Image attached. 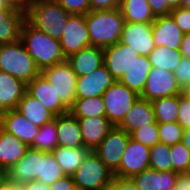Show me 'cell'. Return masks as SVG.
<instances>
[{
    "label": "cell",
    "instance_id": "30bf717a",
    "mask_svg": "<svg viewBox=\"0 0 190 190\" xmlns=\"http://www.w3.org/2000/svg\"><path fill=\"white\" fill-rule=\"evenodd\" d=\"M59 41L66 59L91 46L86 15L72 14Z\"/></svg>",
    "mask_w": 190,
    "mask_h": 190
},
{
    "label": "cell",
    "instance_id": "4dcf8cb0",
    "mask_svg": "<svg viewBox=\"0 0 190 190\" xmlns=\"http://www.w3.org/2000/svg\"><path fill=\"white\" fill-rule=\"evenodd\" d=\"M151 67L174 72L181 62L182 54L166 46H155L148 55Z\"/></svg>",
    "mask_w": 190,
    "mask_h": 190
},
{
    "label": "cell",
    "instance_id": "bcb514c9",
    "mask_svg": "<svg viewBox=\"0 0 190 190\" xmlns=\"http://www.w3.org/2000/svg\"><path fill=\"white\" fill-rule=\"evenodd\" d=\"M49 190H77V188L73 177L65 176L49 185Z\"/></svg>",
    "mask_w": 190,
    "mask_h": 190
},
{
    "label": "cell",
    "instance_id": "7402d4cb",
    "mask_svg": "<svg viewBox=\"0 0 190 190\" xmlns=\"http://www.w3.org/2000/svg\"><path fill=\"white\" fill-rule=\"evenodd\" d=\"M24 21V11L11 6L0 8V45L20 40Z\"/></svg>",
    "mask_w": 190,
    "mask_h": 190
},
{
    "label": "cell",
    "instance_id": "4316f807",
    "mask_svg": "<svg viewBox=\"0 0 190 190\" xmlns=\"http://www.w3.org/2000/svg\"><path fill=\"white\" fill-rule=\"evenodd\" d=\"M151 68L148 56L139 55L130 69L120 78L119 82L141 95Z\"/></svg>",
    "mask_w": 190,
    "mask_h": 190
},
{
    "label": "cell",
    "instance_id": "9f6ffc18",
    "mask_svg": "<svg viewBox=\"0 0 190 190\" xmlns=\"http://www.w3.org/2000/svg\"><path fill=\"white\" fill-rule=\"evenodd\" d=\"M167 2L172 9H175L180 7L181 0H167Z\"/></svg>",
    "mask_w": 190,
    "mask_h": 190
},
{
    "label": "cell",
    "instance_id": "3957f363",
    "mask_svg": "<svg viewBox=\"0 0 190 190\" xmlns=\"http://www.w3.org/2000/svg\"><path fill=\"white\" fill-rule=\"evenodd\" d=\"M71 15L59 3L50 0H31L25 12V20L53 39L60 40Z\"/></svg>",
    "mask_w": 190,
    "mask_h": 190
},
{
    "label": "cell",
    "instance_id": "f907efd6",
    "mask_svg": "<svg viewBox=\"0 0 190 190\" xmlns=\"http://www.w3.org/2000/svg\"><path fill=\"white\" fill-rule=\"evenodd\" d=\"M179 52L182 54V57L190 58V33L184 34Z\"/></svg>",
    "mask_w": 190,
    "mask_h": 190
},
{
    "label": "cell",
    "instance_id": "6f0895ef",
    "mask_svg": "<svg viewBox=\"0 0 190 190\" xmlns=\"http://www.w3.org/2000/svg\"><path fill=\"white\" fill-rule=\"evenodd\" d=\"M180 7L190 9V0H181Z\"/></svg>",
    "mask_w": 190,
    "mask_h": 190
},
{
    "label": "cell",
    "instance_id": "681fc988",
    "mask_svg": "<svg viewBox=\"0 0 190 190\" xmlns=\"http://www.w3.org/2000/svg\"><path fill=\"white\" fill-rule=\"evenodd\" d=\"M7 6L26 12L31 0H3Z\"/></svg>",
    "mask_w": 190,
    "mask_h": 190
},
{
    "label": "cell",
    "instance_id": "f1b7e54d",
    "mask_svg": "<svg viewBox=\"0 0 190 190\" xmlns=\"http://www.w3.org/2000/svg\"><path fill=\"white\" fill-rule=\"evenodd\" d=\"M16 109L21 112L25 118L39 127L55 118V115L48 110L47 107L28 93L19 101Z\"/></svg>",
    "mask_w": 190,
    "mask_h": 190
},
{
    "label": "cell",
    "instance_id": "2e32d148",
    "mask_svg": "<svg viewBox=\"0 0 190 190\" xmlns=\"http://www.w3.org/2000/svg\"><path fill=\"white\" fill-rule=\"evenodd\" d=\"M27 93L39 100L55 116L69 112V109L62 103L52 84L42 73L27 84Z\"/></svg>",
    "mask_w": 190,
    "mask_h": 190
},
{
    "label": "cell",
    "instance_id": "ee69618b",
    "mask_svg": "<svg viewBox=\"0 0 190 190\" xmlns=\"http://www.w3.org/2000/svg\"><path fill=\"white\" fill-rule=\"evenodd\" d=\"M155 17L168 16L173 10L167 0H147Z\"/></svg>",
    "mask_w": 190,
    "mask_h": 190
},
{
    "label": "cell",
    "instance_id": "f5cc1de1",
    "mask_svg": "<svg viewBox=\"0 0 190 190\" xmlns=\"http://www.w3.org/2000/svg\"><path fill=\"white\" fill-rule=\"evenodd\" d=\"M182 143L190 149V128L184 130Z\"/></svg>",
    "mask_w": 190,
    "mask_h": 190
},
{
    "label": "cell",
    "instance_id": "7dc6e473",
    "mask_svg": "<svg viewBox=\"0 0 190 190\" xmlns=\"http://www.w3.org/2000/svg\"><path fill=\"white\" fill-rule=\"evenodd\" d=\"M174 190H190V174L179 173Z\"/></svg>",
    "mask_w": 190,
    "mask_h": 190
},
{
    "label": "cell",
    "instance_id": "e575fe53",
    "mask_svg": "<svg viewBox=\"0 0 190 190\" xmlns=\"http://www.w3.org/2000/svg\"><path fill=\"white\" fill-rule=\"evenodd\" d=\"M65 176L53 154L51 152L41 151V175H39L37 180L51 185Z\"/></svg>",
    "mask_w": 190,
    "mask_h": 190
},
{
    "label": "cell",
    "instance_id": "74e56055",
    "mask_svg": "<svg viewBox=\"0 0 190 190\" xmlns=\"http://www.w3.org/2000/svg\"><path fill=\"white\" fill-rule=\"evenodd\" d=\"M159 141L166 145L182 142L184 128L176 122L158 123Z\"/></svg>",
    "mask_w": 190,
    "mask_h": 190
},
{
    "label": "cell",
    "instance_id": "9c48e42d",
    "mask_svg": "<svg viewBox=\"0 0 190 190\" xmlns=\"http://www.w3.org/2000/svg\"><path fill=\"white\" fill-rule=\"evenodd\" d=\"M130 134L117 126L108 132L101 143L93 150L104 164L114 173L120 165Z\"/></svg>",
    "mask_w": 190,
    "mask_h": 190
},
{
    "label": "cell",
    "instance_id": "ffe728a7",
    "mask_svg": "<svg viewBox=\"0 0 190 190\" xmlns=\"http://www.w3.org/2000/svg\"><path fill=\"white\" fill-rule=\"evenodd\" d=\"M27 93V84L7 72L0 71V114L16 109Z\"/></svg>",
    "mask_w": 190,
    "mask_h": 190
},
{
    "label": "cell",
    "instance_id": "680465c9",
    "mask_svg": "<svg viewBox=\"0 0 190 190\" xmlns=\"http://www.w3.org/2000/svg\"><path fill=\"white\" fill-rule=\"evenodd\" d=\"M5 6H7V5L4 3V1H3V0H0V8H3V7H5Z\"/></svg>",
    "mask_w": 190,
    "mask_h": 190
},
{
    "label": "cell",
    "instance_id": "ab89813d",
    "mask_svg": "<svg viewBox=\"0 0 190 190\" xmlns=\"http://www.w3.org/2000/svg\"><path fill=\"white\" fill-rule=\"evenodd\" d=\"M59 3L68 13L86 15L91 11L90 0H50Z\"/></svg>",
    "mask_w": 190,
    "mask_h": 190
},
{
    "label": "cell",
    "instance_id": "db71d44e",
    "mask_svg": "<svg viewBox=\"0 0 190 190\" xmlns=\"http://www.w3.org/2000/svg\"><path fill=\"white\" fill-rule=\"evenodd\" d=\"M181 95L190 102V84L181 90Z\"/></svg>",
    "mask_w": 190,
    "mask_h": 190
},
{
    "label": "cell",
    "instance_id": "4fadbf2b",
    "mask_svg": "<svg viewBox=\"0 0 190 190\" xmlns=\"http://www.w3.org/2000/svg\"><path fill=\"white\" fill-rule=\"evenodd\" d=\"M120 42L133 48L138 54L148 56L155 48L153 23L125 22Z\"/></svg>",
    "mask_w": 190,
    "mask_h": 190
},
{
    "label": "cell",
    "instance_id": "f35d334b",
    "mask_svg": "<svg viewBox=\"0 0 190 190\" xmlns=\"http://www.w3.org/2000/svg\"><path fill=\"white\" fill-rule=\"evenodd\" d=\"M130 137L146 145L148 147H152L157 144L159 141V131H158V122L155 121L154 123L145 125L144 127H139L135 129L131 134Z\"/></svg>",
    "mask_w": 190,
    "mask_h": 190
},
{
    "label": "cell",
    "instance_id": "c3c4849f",
    "mask_svg": "<svg viewBox=\"0 0 190 190\" xmlns=\"http://www.w3.org/2000/svg\"><path fill=\"white\" fill-rule=\"evenodd\" d=\"M21 190H49V185L41 181L34 180L21 185Z\"/></svg>",
    "mask_w": 190,
    "mask_h": 190
},
{
    "label": "cell",
    "instance_id": "44dd1931",
    "mask_svg": "<svg viewBox=\"0 0 190 190\" xmlns=\"http://www.w3.org/2000/svg\"><path fill=\"white\" fill-rule=\"evenodd\" d=\"M77 119L81 127L83 144L90 150H94L113 128V125L106 116H92Z\"/></svg>",
    "mask_w": 190,
    "mask_h": 190
},
{
    "label": "cell",
    "instance_id": "b9f144b4",
    "mask_svg": "<svg viewBox=\"0 0 190 190\" xmlns=\"http://www.w3.org/2000/svg\"><path fill=\"white\" fill-rule=\"evenodd\" d=\"M170 15L184 33H190V9L178 7Z\"/></svg>",
    "mask_w": 190,
    "mask_h": 190
},
{
    "label": "cell",
    "instance_id": "816d5d0a",
    "mask_svg": "<svg viewBox=\"0 0 190 190\" xmlns=\"http://www.w3.org/2000/svg\"><path fill=\"white\" fill-rule=\"evenodd\" d=\"M0 190H21V185L13 184L6 180L0 185Z\"/></svg>",
    "mask_w": 190,
    "mask_h": 190
},
{
    "label": "cell",
    "instance_id": "f546056e",
    "mask_svg": "<svg viewBox=\"0 0 190 190\" xmlns=\"http://www.w3.org/2000/svg\"><path fill=\"white\" fill-rule=\"evenodd\" d=\"M120 10L125 22L153 23L156 19L147 0H121Z\"/></svg>",
    "mask_w": 190,
    "mask_h": 190
},
{
    "label": "cell",
    "instance_id": "1f68e13d",
    "mask_svg": "<svg viewBox=\"0 0 190 190\" xmlns=\"http://www.w3.org/2000/svg\"><path fill=\"white\" fill-rule=\"evenodd\" d=\"M69 112L76 118L106 116L102 96L76 98Z\"/></svg>",
    "mask_w": 190,
    "mask_h": 190
},
{
    "label": "cell",
    "instance_id": "7c38bea8",
    "mask_svg": "<svg viewBox=\"0 0 190 190\" xmlns=\"http://www.w3.org/2000/svg\"><path fill=\"white\" fill-rule=\"evenodd\" d=\"M174 72L152 67L140 98L153 101L174 95H181Z\"/></svg>",
    "mask_w": 190,
    "mask_h": 190
},
{
    "label": "cell",
    "instance_id": "6da1fadb",
    "mask_svg": "<svg viewBox=\"0 0 190 190\" xmlns=\"http://www.w3.org/2000/svg\"><path fill=\"white\" fill-rule=\"evenodd\" d=\"M20 39L40 72L67 60L59 40L34 28L26 20L21 27Z\"/></svg>",
    "mask_w": 190,
    "mask_h": 190
},
{
    "label": "cell",
    "instance_id": "9a60e30c",
    "mask_svg": "<svg viewBox=\"0 0 190 190\" xmlns=\"http://www.w3.org/2000/svg\"><path fill=\"white\" fill-rule=\"evenodd\" d=\"M41 175V150L29 148L25 155L9 170L7 180L22 185L37 180Z\"/></svg>",
    "mask_w": 190,
    "mask_h": 190
},
{
    "label": "cell",
    "instance_id": "8992f818",
    "mask_svg": "<svg viewBox=\"0 0 190 190\" xmlns=\"http://www.w3.org/2000/svg\"><path fill=\"white\" fill-rule=\"evenodd\" d=\"M140 97L126 85L115 81L103 94L107 119L113 126H118L131 109L135 101Z\"/></svg>",
    "mask_w": 190,
    "mask_h": 190
},
{
    "label": "cell",
    "instance_id": "5b68a950",
    "mask_svg": "<svg viewBox=\"0 0 190 190\" xmlns=\"http://www.w3.org/2000/svg\"><path fill=\"white\" fill-rule=\"evenodd\" d=\"M0 71L7 72L26 84L41 73L21 39L0 45Z\"/></svg>",
    "mask_w": 190,
    "mask_h": 190
},
{
    "label": "cell",
    "instance_id": "e0dca14e",
    "mask_svg": "<svg viewBox=\"0 0 190 190\" xmlns=\"http://www.w3.org/2000/svg\"><path fill=\"white\" fill-rule=\"evenodd\" d=\"M115 81L103 64L88 75L77 77L76 98L102 96Z\"/></svg>",
    "mask_w": 190,
    "mask_h": 190
},
{
    "label": "cell",
    "instance_id": "52a82bcc",
    "mask_svg": "<svg viewBox=\"0 0 190 190\" xmlns=\"http://www.w3.org/2000/svg\"><path fill=\"white\" fill-rule=\"evenodd\" d=\"M150 147L131 137L122 155L119 168L113 173L116 183L121 187L132 176L149 168Z\"/></svg>",
    "mask_w": 190,
    "mask_h": 190
},
{
    "label": "cell",
    "instance_id": "f6af8a7d",
    "mask_svg": "<svg viewBox=\"0 0 190 190\" xmlns=\"http://www.w3.org/2000/svg\"><path fill=\"white\" fill-rule=\"evenodd\" d=\"M121 0H90L91 10H113L120 8Z\"/></svg>",
    "mask_w": 190,
    "mask_h": 190
},
{
    "label": "cell",
    "instance_id": "8fae6325",
    "mask_svg": "<svg viewBox=\"0 0 190 190\" xmlns=\"http://www.w3.org/2000/svg\"><path fill=\"white\" fill-rule=\"evenodd\" d=\"M178 174L174 171L159 172L149 167L132 176L120 190H174Z\"/></svg>",
    "mask_w": 190,
    "mask_h": 190
},
{
    "label": "cell",
    "instance_id": "83f0119b",
    "mask_svg": "<svg viewBox=\"0 0 190 190\" xmlns=\"http://www.w3.org/2000/svg\"><path fill=\"white\" fill-rule=\"evenodd\" d=\"M91 150L85 146L68 148L57 146L51 153L66 176H72Z\"/></svg>",
    "mask_w": 190,
    "mask_h": 190
},
{
    "label": "cell",
    "instance_id": "603a6c76",
    "mask_svg": "<svg viewBox=\"0 0 190 190\" xmlns=\"http://www.w3.org/2000/svg\"><path fill=\"white\" fill-rule=\"evenodd\" d=\"M155 121V114L151 101L139 97L117 127L131 134L135 129L142 126L144 127Z\"/></svg>",
    "mask_w": 190,
    "mask_h": 190
},
{
    "label": "cell",
    "instance_id": "cb8c5ba5",
    "mask_svg": "<svg viewBox=\"0 0 190 190\" xmlns=\"http://www.w3.org/2000/svg\"><path fill=\"white\" fill-rule=\"evenodd\" d=\"M58 146L76 148L84 146L79 121L70 112L56 116Z\"/></svg>",
    "mask_w": 190,
    "mask_h": 190
},
{
    "label": "cell",
    "instance_id": "d590c367",
    "mask_svg": "<svg viewBox=\"0 0 190 190\" xmlns=\"http://www.w3.org/2000/svg\"><path fill=\"white\" fill-rule=\"evenodd\" d=\"M149 167L159 172L172 171L169 145L158 142L150 147Z\"/></svg>",
    "mask_w": 190,
    "mask_h": 190
},
{
    "label": "cell",
    "instance_id": "60d3db41",
    "mask_svg": "<svg viewBox=\"0 0 190 190\" xmlns=\"http://www.w3.org/2000/svg\"><path fill=\"white\" fill-rule=\"evenodd\" d=\"M174 75L181 89L190 84V58L182 57L174 71Z\"/></svg>",
    "mask_w": 190,
    "mask_h": 190
},
{
    "label": "cell",
    "instance_id": "836d02e7",
    "mask_svg": "<svg viewBox=\"0 0 190 190\" xmlns=\"http://www.w3.org/2000/svg\"><path fill=\"white\" fill-rule=\"evenodd\" d=\"M58 146L56 116L55 118L45 123L40 127V130L29 146L32 149H37L45 152H52Z\"/></svg>",
    "mask_w": 190,
    "mask_h": 190
},
{
    "label": "cell",
    "instance_id": "8d00e7d4",
    "mask_svg": "<svg viewBox=\"0 0 190 190\" xmlns=\"http://www.w3.org/2000/svg\"><path fill=\"white\" fill-rule=\"evenodd\" d=\"M172 171L187 173L190 167V149L182 142L170 146Z\"/></svg>",
    "mask_w": 190,
    "mask_h": 190
},
{
    "label": "cell",
    "instance_id": "d6a6232c",
    "mask_svg": "<svg viewBox=\"0 0 190 190\" xmlns=\"http://www.w3.org/2000/svg\"><path fill=\"white\" fill-rule=\"evenodd\" d=\"M155 120L158 123L176 122L179 106V95L158 98L151 101Z\"/></svg>",
    "mask_w": 190,
    "mask_h": 190
},
{
    "label": "cell",
    "instance_id": "ac0fdd59",
    "mask_svg": "<svg viewBox=\"0 0 190 190\" xmlns=\"http://www.w3.org/2000/svg\"><path fill=\"white\" fill-rule=\"evenodd\" d=\"M1 127L16 136L20 141L30 146L38 134L40 127L25 118L17 109L0 114Z\"/></svg>",
    "mask_w": 190,
    "mask_h": 190
},
{
    "label": "cell",
    "instance_id": "5bb4252c",
    "mask_svg": "<svg viewBox=\"0 0 190 190\" xmlns=\"http://www.w3.org/2000/svg\"><path fill=\"white\" fill-rule=\"evenodd\" d=\"M139 55L133 48L117 42L103 49V63L112 77L119 81Z\"/></svg>",
    "mask_w": 190,
    "mask_h": 190
},
{
    "label": "cell",
    "instance_id": "d6986e66",
    "mask_svg": "<svg viewBox=\"0 0 190 190\" xmlns=\"http://www.w3.org/2000/svg\"><path fill=\"white\" fill-rule=\"evenodd\" d=\"M184 34L171 15L156 17L153 22L155 46L164 45L173 50H179Z\"/></svg>",
    "mask_w": 190,
    "mask_h": 190
},
{
    "label": "cell",
    "instance_id": "d4e9b609",
    "mask_svg": "<svg viewBox=\"0 0 190 190\" xmlns=\"http://www.w3.org/2000/svg\"><path fill=\"white\" fill-rule=\"evenodd\" d=\"M30 147L13 134L8 133L0 124V166L6 171L15 165Z\"/></svg>",
    "mask_w": 190,
    "mask_h": 190
},
{
    "label": "cell",
    "instance_id": "7bdbcfd3",
    "mask_svg": "<svg viewBox=\"0 0 190 190\" xmlns=\"http://www.w3.org/2000/svg\"><path fill=\"white\" fill-rule=\"evenodd\" d=\"M177 122L185 129L190 128V102L179 95Z\"/></svg>",
    "mask_w": 190,
    "mask_h": 190
},
{
    "label": "cell",
    "instance_id": "11a10c76",
    "mask_svg": "<svg viewBox=\"0 0 190 190\" xmlns=\"http://www.w3.org/2000/svg\"><path fill=\"white\" fill-rule=\"evenodd\" d=\"M7 180V171L0 166V185Z\"/></svg>",
    "mask_w": 190,
    "mask_h": 190
},
{
    "label": "cell",
    "instance_id": "ba28073f",
    "mask_svg": "<svg viewBox=\"0 0 190 190\" xmlns=\"http://www.w3.org/2000/svg\"><path fill=\"white\" fill-rule=\"evenodd\" d=\"M52 84L62 103L70 109L76 99L77 76L70 63L64 62L55 64L41 72Z\"/></svg>",
    "mask_w": 190,
    "mask_h": 190
},
{
    "label": "cell",
    "instance_id": "7a4b0ae2",
    "mask_svg": "<svg viewBox=\"0 0 190 190\" xmlns=\"http://www.w3.org/2000/svg\"><path fill=\"white\" fill-rule=\"evenodd\" d=\"M86 23L91 46L102 49L120 42L124 17L120 8L91 10L86 14Z\"/></svg>",
    "mask_w": 190,
    "mask_h": 190
},
{
    "label": "cell",
    "instance_id": "484cf974",
    "mask_svg": "<svg viewBox=\"0 0 190 190\" xmlns=\"http://www.w3.org/2000/svg\"><path fill=\"white\" fill-rule=\"evenodd\" d=\"M67 61L70 63L77 77L88 75L103 63V49L89 46L73 54Z\"/></svg>",
    "mask_w": 190,
    "mask_h": 190
},
{
    "label": "cell",
    "instance_id": "277c9868",
    "mask_svg": "<svg viewBox=\"0 0 190 190\" xmlns=\"http://www.w3.org/2000/svg\"><path fill=\"white\" fill-rule=\"evenodd\" d=\"M77 190H120L113 172L91 150L72 175Z\"/></svg>",
    "mask_w": 190,
    "mask_h": 190
}]
</instances>
